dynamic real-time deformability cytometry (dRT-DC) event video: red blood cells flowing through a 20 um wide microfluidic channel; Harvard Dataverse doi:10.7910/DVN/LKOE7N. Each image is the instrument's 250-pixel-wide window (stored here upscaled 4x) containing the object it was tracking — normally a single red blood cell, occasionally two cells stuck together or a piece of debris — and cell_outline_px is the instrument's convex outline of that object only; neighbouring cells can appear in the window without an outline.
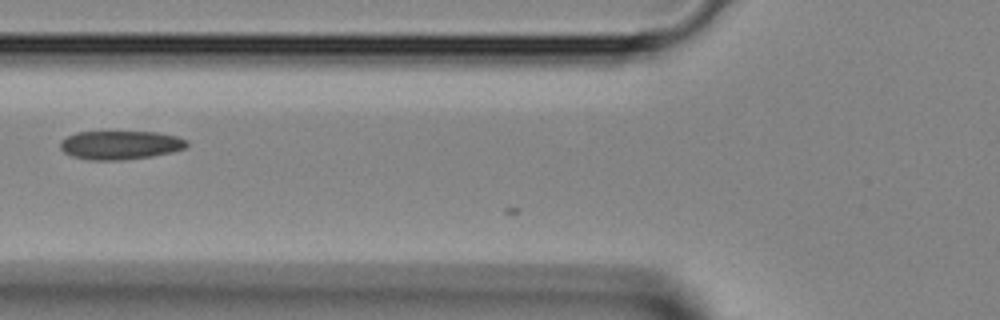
{"species": "Egyptian fruit bat (a non-hibernating species)", "species_latin": "Rousettus aegyptiacus", "temperature_condition": "room temperature", "stored_images_in_passage": 6, "camera_frame_rate_fps": 3000, "um_per_image_px": 0.085, "animal": {"sex": "female"}, "frame": {"image": 1, "passage_image": 4, "time_ms": 1.0, "image_size_px": [1000, 320], "cell_outline_px": [[188, 144], [184, 148], [172, 152], [152, 156], [120, 160], [88, 160], [72, 156], [64, 152], [60, 148], [60, 140], [76, 132], [156, 132], [176, 136], [188, 140]], "centroid_in_image_um": [10.21, 12.33], "position_along_channel_um": 115.6, "area_um2": 21.15}}